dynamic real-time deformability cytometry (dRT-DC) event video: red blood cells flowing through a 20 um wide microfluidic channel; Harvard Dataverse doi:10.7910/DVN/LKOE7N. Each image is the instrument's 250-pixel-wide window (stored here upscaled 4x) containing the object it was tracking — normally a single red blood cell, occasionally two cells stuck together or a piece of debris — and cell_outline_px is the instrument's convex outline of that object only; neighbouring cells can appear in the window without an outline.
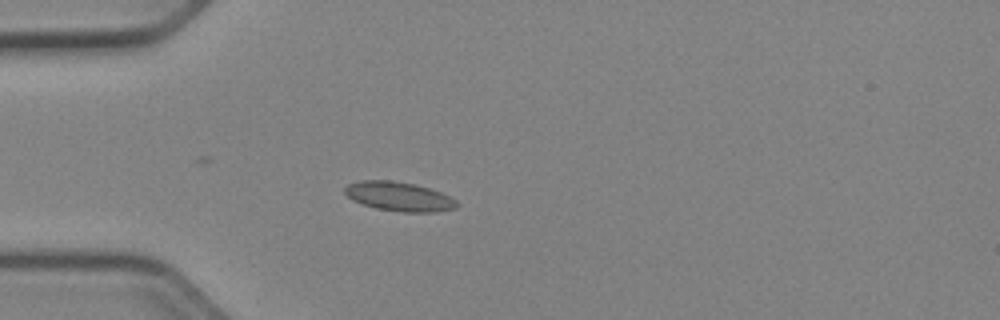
{"species": "Egyptian fruit bat (a non-hibernating species)", "species_latin": "Rousettus aegyptiacus", "temperature_condition": "cold", "stored_images_in_passage": 30, "camera_frame_rate_fps": 3000, "um_per_image_px": 0.085, "animal": {"sex": "female"}, "frame": {"image": 1, "passage_image": 1, "time_ms": 0.0, "image_size_px": [1000, 320], "cell_outline_px": [[460, 204], [456, 208], [436, 212], [404, 212], [376, 208], [352, 200], [344, 192], [344, 188], [348, 184], [360, 180], [392, 180], [416, 184], [440, 192], [456, 200]], "centroid_in_image_um": [33.92, 16.7], "position_along_channel_um": 51.1, "area_um2": 19.07}}
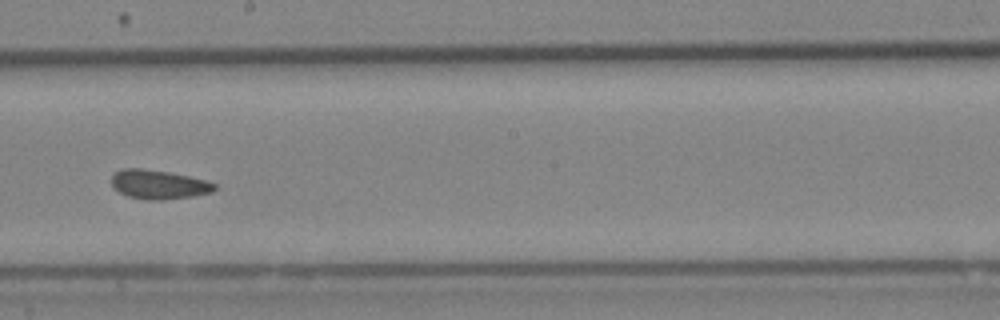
{"frame": {"image": 2, "passage_image": 16, "time_ms": 5.0, "image_size_px": [1000, 320], "cell_outline_px": [[216, 188], [212, 192], [192, 196], [160, 200], [148, 200], [128, 196], [120, 192], [112, 184], [112, 172], [124, 168], [140, 168], [168, 172], [208, 180], [216, 184]], "centroid_in_image_um": [13.49, 15.67], "position_along_channel_um": 234.7, "area_um2": 17.4}}
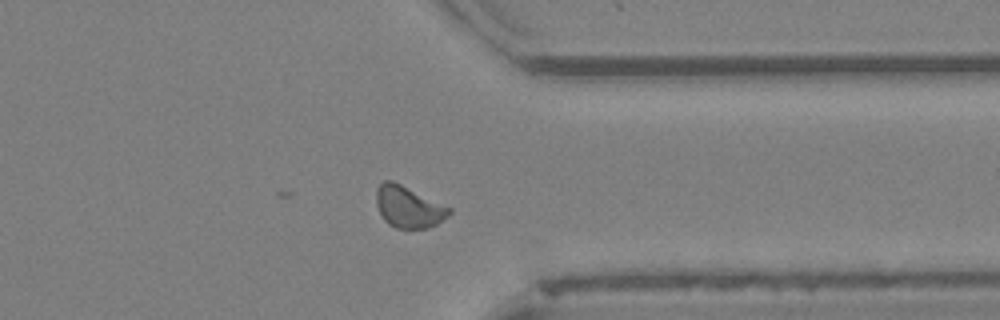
{"frame": {"image": 3, "passage_image": 27, "time_ms": 8.667, "image_size_px": [1000, 320], "cell_outline_px": [[452, 212], [448, 216], [436, 224], [428, 228], [396, 228], [388, 224], [384, 220], [376, 204], [376, 188], [384, 180], [392, 180], [452, 208]], "centroid_in_image_um": [34.72, 17.58], "position_along_channel_um": 376.7, "area_um2": 17.63}, "authors_computed_cell_mechanics": {"area_um2": 17.3689, "velocity_mm_per_s": 3.9221, "shape_relaxation_time_tau1_ms": 2.9296, "shape_relaxation_time_tau2_ms": 1.2631, "deformation_change_tau1": 0.0578, "deformation_change_tau2": 0.0705}}